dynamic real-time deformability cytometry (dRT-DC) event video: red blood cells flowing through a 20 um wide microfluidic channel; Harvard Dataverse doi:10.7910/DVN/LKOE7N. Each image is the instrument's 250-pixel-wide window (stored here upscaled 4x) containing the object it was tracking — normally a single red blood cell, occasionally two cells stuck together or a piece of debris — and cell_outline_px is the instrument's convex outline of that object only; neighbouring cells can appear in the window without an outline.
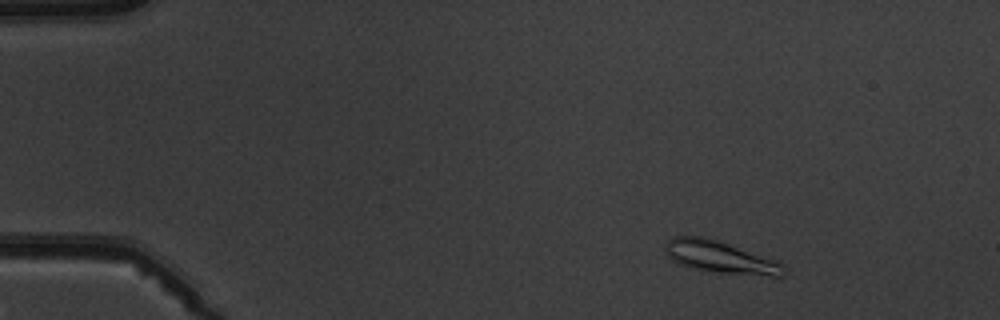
{"species": "common noctule bat (a hibernating species)", "species_latin": "Nyctalus noctula", "temperature_condition": "warm", "stored_images_in_passage": 10, "camera_frame_rate_fps": 3000, "um_per_image_px": 0.085, "animal": {"sex": "male", "body_mass_g": 19.5, "forearm_length_mm": 54.6}, "frame": {"image": 1, "passage_image": 2, "time_ms": 1.333, "image_size_px": [1000, 320], "cell_outline_px": [[784, 276], [772, 276], [720, 272], [696, 268], [680, 264], [672, 260], [668, 256], [664, 248], [668, 240], [672, 236], [708, 236], [720, 240], [776, 260], [784, 264]], "centroid_in_image_um": [61.22, 21.82], "position_along_channel_um": 23.8, "area_um2": 22.08}}
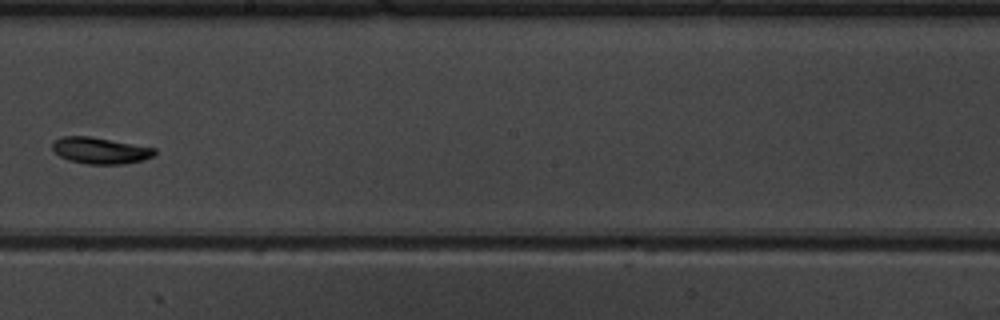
{"frame": {"image": 2, "passage_image": 9, "time_ms": 9.333, "image_size_px": [1000, 320], "cell_outline_px": [[156, 152], [152, 156], [144, 160], [124, 164], [88, 164], [68, 160], [60, 156], [52, 148], [52, 140], [60, 136], [88, 136], [156, 148]], "centroid_in_image_um": [8.49, 12.79], "position_along_channel_um": 239.7, "area_um2": 15.72}}
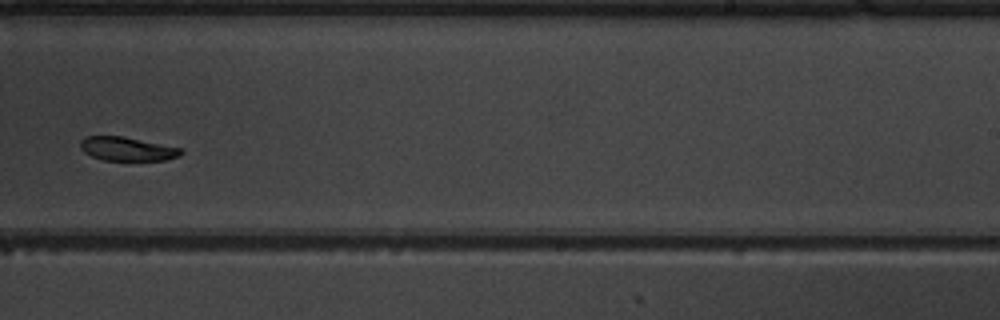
{"frame": {"image": 3, "passage_image": 10, "time_ms": 10.333, "image_size_px": [1000, 320], "cell_outline_px": [[184, 152], [180, 156], [164, 160], [104, 160], [92, 156], [84, 152], [80, 148], [80, 140], [84, 136], [124, 136], [184, 148]], "centroid_in_image_um": [10.84, 12.64], "position_along_channel_um": 278.2, "area_um2": 14.16}}